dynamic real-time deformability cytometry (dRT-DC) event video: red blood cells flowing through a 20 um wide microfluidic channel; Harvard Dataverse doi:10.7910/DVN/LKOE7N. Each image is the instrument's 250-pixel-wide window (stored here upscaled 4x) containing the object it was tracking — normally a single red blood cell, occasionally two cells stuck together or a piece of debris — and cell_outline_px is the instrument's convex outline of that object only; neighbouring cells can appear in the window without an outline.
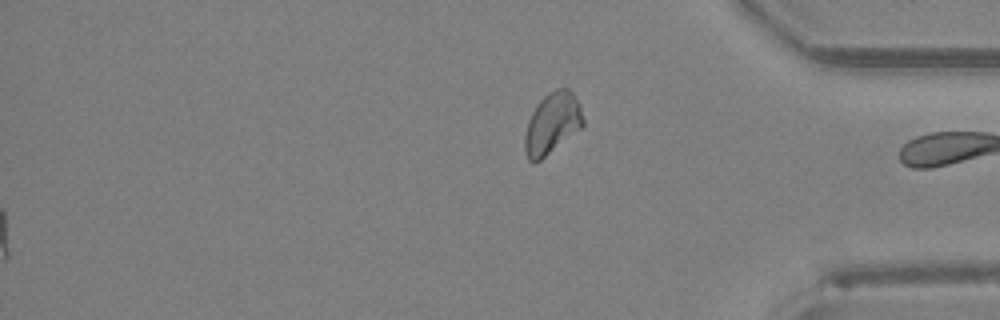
{"species": "Egyptian fruit bat (a non-hibernating species)", "species_latin": "Rousettus aegyptiacus", "temperature_condition": "room temperature", "stored_images_in_passage": 35, "segment_of_instrument_passage": [2, 2], "camera_frame_rate_fps": 3000, "um_per_image_px": 0.085, "animal": {"sex": "female"}, "frame": {"image": 1, "passage_image": 35, "time_ms": 11.333, "image_size_px": [1000, 320], "cell_outline_px": [[584, 124], [580, 128], [536, 164], [532, 164], [528, 160], [524, 152], [524, 136], [528, 120], [532, 112], [540, 100], [548, 92], [556, 88], [568, 88], [572, 92], [580, 104], [584, 120]], "centroid_in_image_um": [46.91, 10.5], "position_along_channel_um": 388.3, "area_um2": 20.92}}